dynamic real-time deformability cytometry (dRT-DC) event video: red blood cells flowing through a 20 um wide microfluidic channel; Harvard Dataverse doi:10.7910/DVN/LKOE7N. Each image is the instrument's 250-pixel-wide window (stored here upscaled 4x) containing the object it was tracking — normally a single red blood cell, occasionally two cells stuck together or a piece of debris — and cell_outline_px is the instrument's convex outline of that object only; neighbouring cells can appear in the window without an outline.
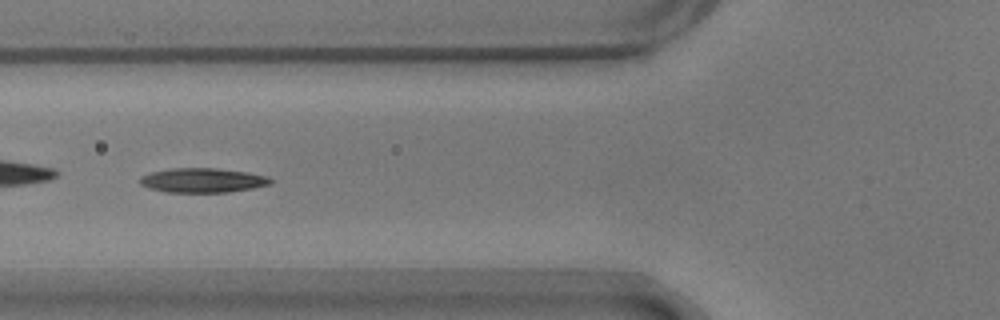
{"species": "common noctule bat (a hibernating species)", "species_latin": "Nyctalus noctula", "temperature_condition": "warm", "stored_images_in_passage": 43, "camera_frame_rate_fps": 3000, "um_per_image_px": 0.085, "animal": {"sex": "male", "body_mass_g": 17.9}, "frame": {"image": 1, "passage_image": 8, "time_ms": 2.333, "image_size_px": [1000, 320], "cell_outline_px": [[272, 184], [252, 188], [228, 192], [164, 192], [148, 188], [140, 184], [140, 176], [152, 172], [172, 168], [216, 168], [248, 172], [268, 176], [272, 180]], "centroid_in_image_um": [17.22, 15.32], "position_along_channel_um": 108.6, "area_um2": 18.67}}
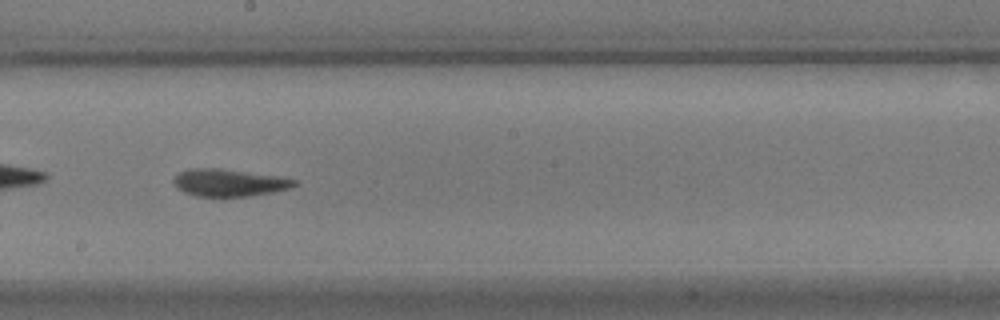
{"frame": {"image": 2, "passage_image": 18, "time_ms": 5.667, "image_size_px": [1000, 320], "cell_outline_px": [[300, 184], [292, 188], [272, 192], [248, 196], [220, 200], [196, 196], [184, 192], [176, 188], [172, 180], [180, 172], [192, 168], [220, 168], [276, 176], [296, 180]], "centroid_in_image_um": [19.45, 15.58], "position_along_channel_um": 228.8, "area_um2": 19.88}}
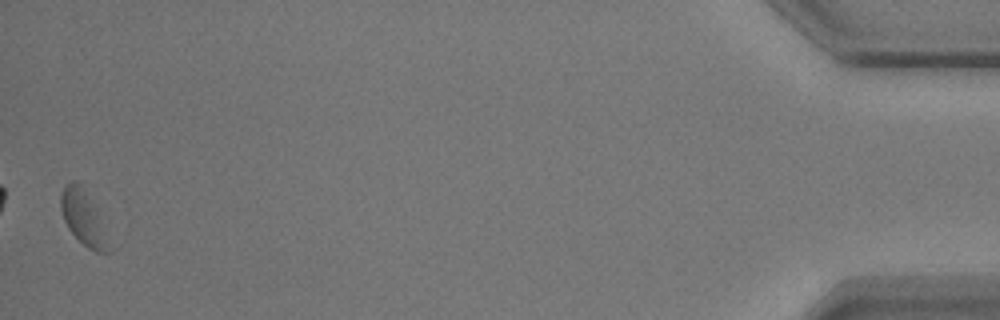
{"frame": {"image": 3, "passage_image": 42, "time_ms": 13.667, "image_size_px": [1000, 320], "cell_outline_px": [[120, 244], [112, 252], [96, 252], [88, 248], [68, 228], [64, 220], [60, 208], [60, 196], [64, 188], [72, 180], [76, 180], [80, 184]], "centroid_in_image_um": [7.3, 18.67], "position_along_channel_um": 427.9, "area_um2": 16.47}, "authors_computed_cell_mechanics": {"area_um2": 19.2474, "velocity_mm_per_s": 3.6068, "shape_relaxation_time_tau1_ms": 5.5222, "shape_relaxation_time_tau2_ms": 2.2079, "deformation_change_tau1": 0.1248, "deformation_change_tau2": 0.082}}